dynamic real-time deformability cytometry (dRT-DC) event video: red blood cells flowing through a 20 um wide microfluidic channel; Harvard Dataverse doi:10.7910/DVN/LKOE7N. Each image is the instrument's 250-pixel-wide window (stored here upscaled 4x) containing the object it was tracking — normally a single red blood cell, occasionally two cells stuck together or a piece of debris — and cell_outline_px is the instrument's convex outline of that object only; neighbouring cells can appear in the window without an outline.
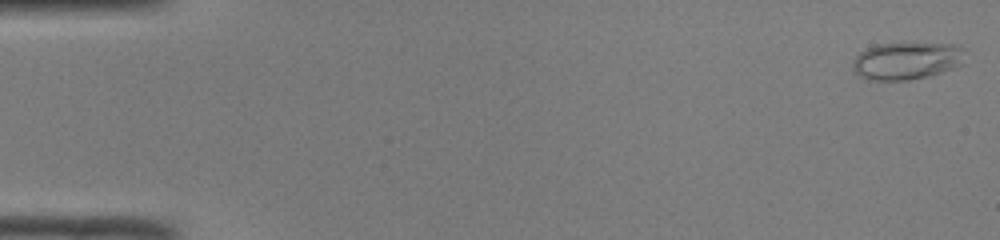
{"species": "common noctule bat (a hibernating species)", "species_latin": "Nyctalus noctula", "temperature_condition": "room temperature", "stored_images_in_passage": 48, "camera_frame_rate_fps": 3000, "um_per_image_px": 0.085, "animal": {"sex": "male", "body_mass_g": 19.0, "forearm_length_mm": 50.8}, "frame": {"image": 1, "passage_image": 1, "time_ms": 0.0, "image_size_px": [1000, 240], "cell_outline_px": [[968, 52], [960, 64], [940, 72], [928, 76], [908, 80], [868, 80], [860, 76], [852, 68], [852, 60], [860, 52], [868, 48], [880, 44], [952, 44], [964, 48]], "centroid_in_image_um": [77.06, 5.17], "position_along_channel_um": 7.9, "area_um2": 24.22}}
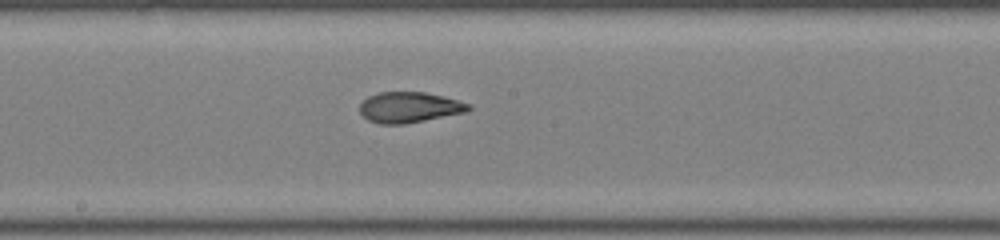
{"frame": {"image": 2, "passage_image": 27, "time_ms": 8.667, "image_size_px": [1000, 240], "cell_outline_px": [[472, 108], [464, 112], [404, 124], [380, 124], [368, 120], [360, 112], [360, 104], [368, 96], [380, 92], [424, 92], [444, 96], [472, 104]], "centroid_in_image_um": [34.79, 9.11], "position_along_channel_um": 213.4, "area_um2": 19.31}}
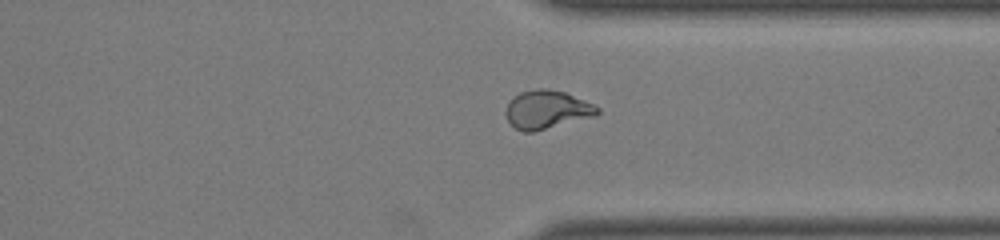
{"frame": {"image": 3, "passage_image": 38, "time_ms": 12.333, "image_size_px": [1000, 240], "cell_outline_px": [[600, 112], [596, 116], [532, 132], [524, 132], [516, 128], [508, 120], [504, 112], [508, 100], [512, 96], [520, 92], [536, 88], [548, 88], [564, 92], [584, 100], [600, 108]], "centroid_in_image_um": [46.45, 9.3], "position_along_channel_um": 364.9, "area_um2": 20.63}, "authors_computed_cell_mechanics": {"area_um2": 20.3745, "velocity_mm_per_s": 4.1224, "shape_relaxation_time_tau1_ms": null, "shape_relaxation_time_tau2_ms": 1.4126, "deformation_change_tau1": null, "deformation_change_tau2": 0.0681}}